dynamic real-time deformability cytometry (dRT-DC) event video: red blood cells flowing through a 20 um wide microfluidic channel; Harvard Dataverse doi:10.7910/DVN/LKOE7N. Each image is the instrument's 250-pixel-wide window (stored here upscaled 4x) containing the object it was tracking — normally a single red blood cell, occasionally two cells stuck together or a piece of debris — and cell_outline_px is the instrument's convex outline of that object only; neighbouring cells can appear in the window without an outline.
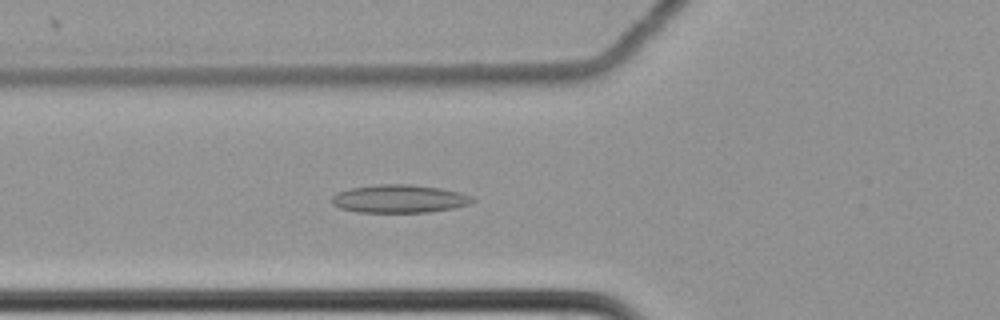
{"species": "common noctule bat (a hibernating species)", "species_latin": "Nyctalus noctula", "temperature_condition": "cold", "stored_images_in_passage": 57, "camera_frame_rate_fps": 3000, "um_per_image_px": 0.085, "animal": {"sex": "female", "body_mass_g": 22.7, "forearm_length_mm": 54.2}, "frame": {"image": 1, "passage_image": 22, "time_ms": 7.0, "image_size_px": [1000, 320], "cell_outline_px": [[476, 200], [468, 204], [452, 208], [428, 212], [360, 212], [340, 208], [332, 204], [332, 196], [336, 192], [352, 188], [380, 184], [412, 184], [440, 188], [460, 192]], "centroid_in_image_um": [33.91, 16.89], "position_along_channel_um": 91.9, "area_um2": 22.83}}
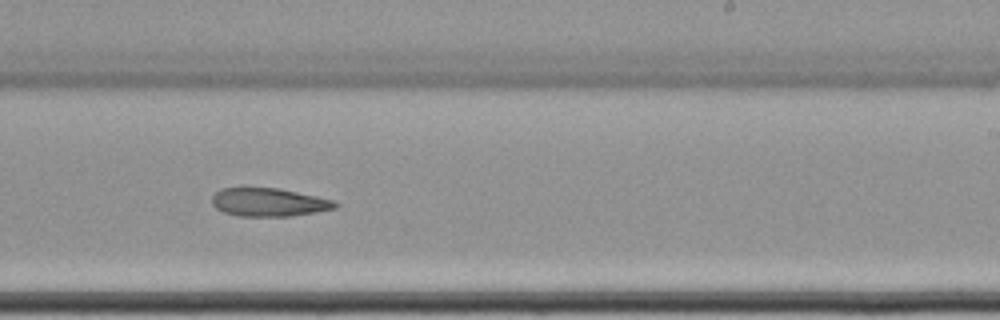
{"frame": {"image": 2, "passage_image": 37, "time_ms": 12.0, "image_size_px": [1000, 320], "cell_outline_px": [[340, 204], [336, 208], [316, 212], [292, 216], [240, 216], [224, 212], [216, 208], [212, 204], [212, 196], [220, 188], [244, 184], [276, 188], [316, 196], [332, 200]], "centroid_in_image_um": [22.77, 17.14], "position_along_channel_um": 266.2, "area_um2": 20.98}}
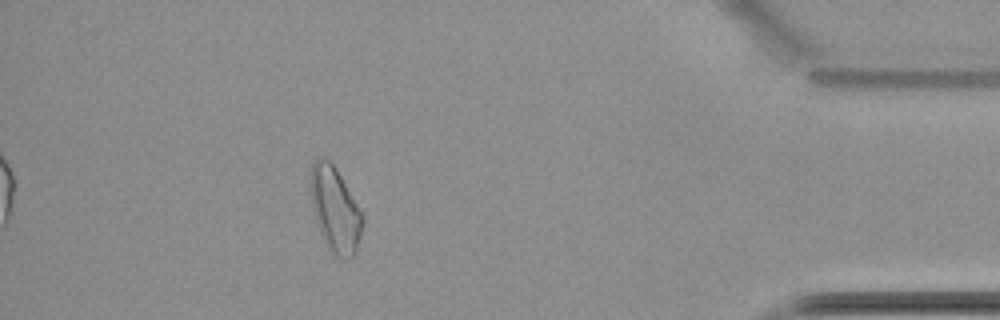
{"frame": {"image": 3, "passage_image": 53, "time_ms": 17.333, "image_size_px": [1000, 320], "cell_outline_px": [[364, 224], [356, 252], [348, 260], [340, 260], [328, 248], [320, 232], [312, 208], [308, 184], [312, 160], [316, 156], [324, 156], [336, 168], [364, 216]], "centroid_in_image_um": [28.46, 17.78], "position_along_channel_um": 406.7, "area_um2": 26.41}}